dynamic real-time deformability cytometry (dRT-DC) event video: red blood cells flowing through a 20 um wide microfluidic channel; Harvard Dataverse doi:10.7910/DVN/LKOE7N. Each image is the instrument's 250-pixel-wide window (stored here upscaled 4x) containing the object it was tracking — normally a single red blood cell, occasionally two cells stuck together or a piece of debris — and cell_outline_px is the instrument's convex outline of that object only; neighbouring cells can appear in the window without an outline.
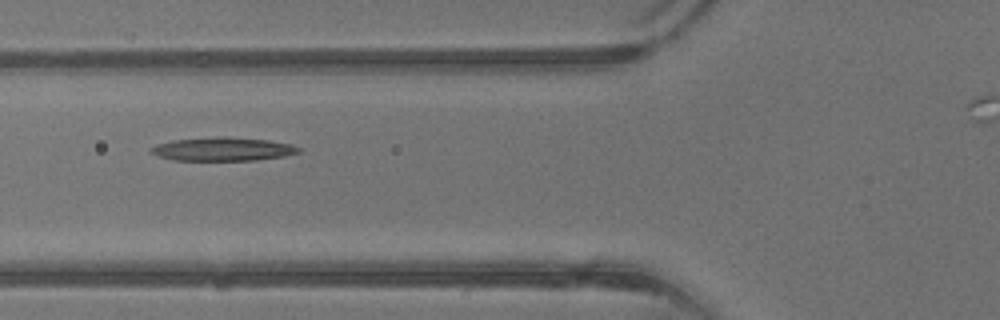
{"species": "common noctule bat (a hibernating species)", "species_latin": "Nyctalus noctula", "temperature_condition": "warm", "stored_images_in_passage": 27, "camera_frame_rate_fps": 3000, "um_per_image_px": 0.085, "animal": {"sex": "male", "body_mass_g": 13.3}, "frame": {"image": 1, "passage_image": 6, "time_ms": 1.667, "image_size_px": [1000, 320], "cell_outline_px": [[300, 152], [284, 156], [256, 160], [172, 160], [148, 152], [148, 148], [156, 144], [172, 140], [224, 136], [228, 136], [268, 140], [292, 144], [300, 148]], "centroid_in_image_um": [18.91, 12.67], "position_along_channel_um": 106.9, "area_um2": 20.35}}
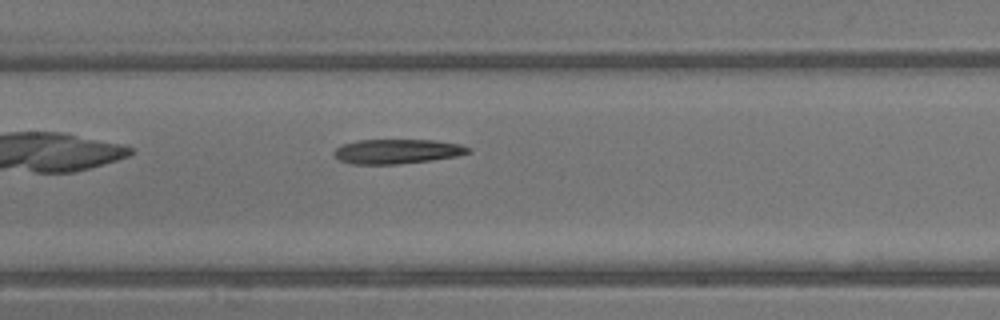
{"frame": {"image": 2, "passage_image": 10, "time_ms": 3.0, "image_size_px": [1000, 320], "cell_outline_px": [[472, 152], [456, 156], [432, 160], [400, 164], [352, 164], [340, 160], [332, 152], [336, 148], [344, 144], [360, 140], [432, 140], [460, 144], [472, 148]], "centroid_in_image_um": [33.79, 12.87], "position_along_channel_um": 173.6, "area_um2": 19.19}}
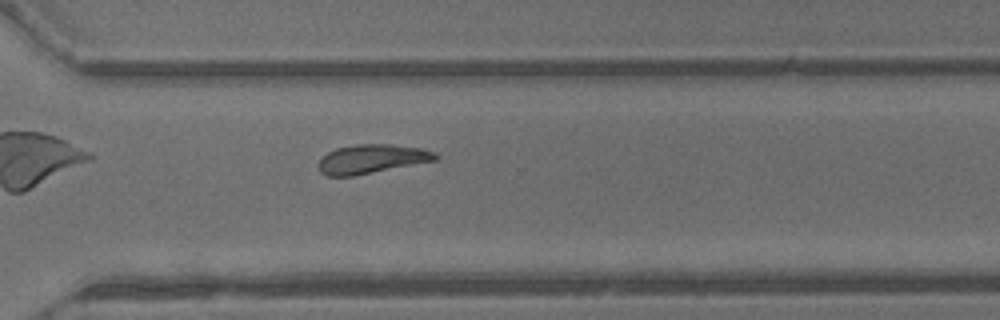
{"frame": {"image": 3, "passage_image": 20, "time_ms": 6.333, "image_size_px": [1000, 320], "cell_outline_px": [[440, 156], [436, 160], [356, 176], [324, 176], [320, 172], [320, 160], [328, 152], [336, 148], [356, 144], [388, 144], [420, 148], [432, 152]], "centroid_in_image_um": [31.58, 13.52], "position_along_channel_um": 339.0, "area_um2": 19.65}}